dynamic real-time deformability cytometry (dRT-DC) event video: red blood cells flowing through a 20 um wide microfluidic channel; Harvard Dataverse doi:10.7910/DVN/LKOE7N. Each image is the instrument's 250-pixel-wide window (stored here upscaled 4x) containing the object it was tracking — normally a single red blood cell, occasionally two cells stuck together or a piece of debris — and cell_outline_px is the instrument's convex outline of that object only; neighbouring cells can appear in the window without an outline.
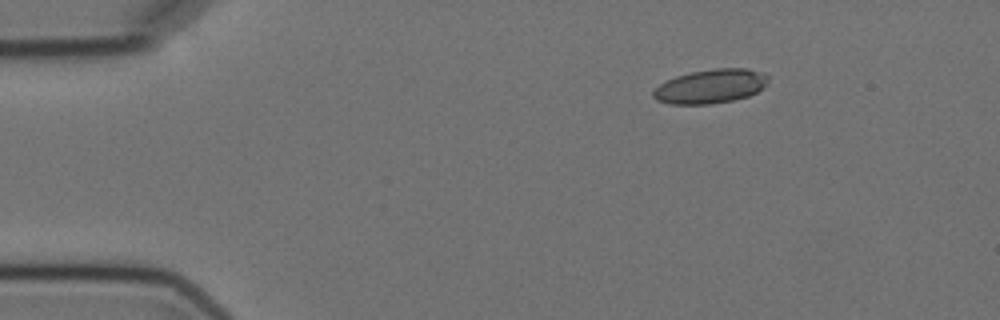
{"species": "Egyptian fruit bat (a non-hibernating species)", "species_latin": "Rousettus aegyptiacus", "temperature_condition": "cold", "stored_images_in_passage": 5, "camera_frame_rate_fps": 3000, "um_per_image_px": 0.085, "animal": {"sex": "female"}, "frame": {"image": 1, "passage_image": 2, "time_ms": 2.0, "image_size_px": [1000, 320], "cell_outline_px": [[768, 80], [756, 92], [748, 96], [732, 100], [712, 104], [668, 104], [656, 100], [652, 96], [652, 92], [660, 84], [676, 76], [692, 72], [716, 68], [748, 68], [764, 72], [768, 76]], "centroid_in_image_um": [60.38, 7.33], "position_along_channel_um": 24.6, "area_um2": 22.72}}